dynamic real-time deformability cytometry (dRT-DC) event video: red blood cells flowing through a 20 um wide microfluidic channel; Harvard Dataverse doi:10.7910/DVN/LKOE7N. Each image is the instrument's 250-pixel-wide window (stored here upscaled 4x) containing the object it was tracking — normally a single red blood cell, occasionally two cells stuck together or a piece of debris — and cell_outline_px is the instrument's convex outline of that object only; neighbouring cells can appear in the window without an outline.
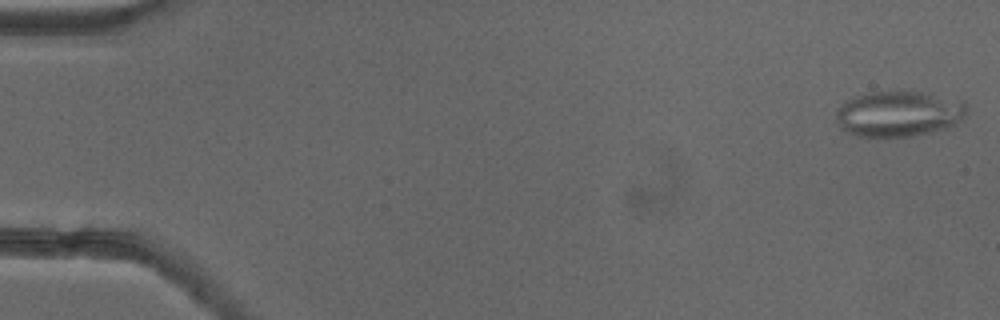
{"species": "common noctule bat (a hibernating species)", "species_latin": "Nyctalus noctula", "temperature_condition": "cold", "stored_images_in_passage": 52, "camera_frame_rate_fps": 3000, "um_per_image_px": 0.085, "animal": {"sex": "female"}, "frame": {"image": 1, "passage_image": 1, "time_ms": 0.0, "image_size_px": [1000, 320], "cell_outline_px": [[968, 116], [956, 124], [944, 128], [912, 136], [856, 136], [840, 128], [836, 120], [836, 108], [844, 100], [868, 92], [892, 88], [912, 88], [964, 100], [968, 108]], "centroid_in_image_um": [76.43, 9.59], "position_along_channel_um": 8.6, "area_um2": 36.41}}
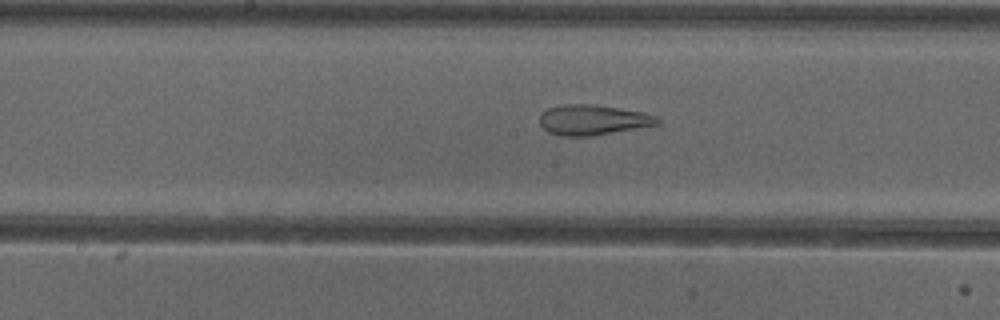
{"frame": {"image": 2, "passage_image": 27, "time_ms": 8.667, "image_size_px": [1000, 320], "cell_outline_px": [[660, 124], [592, 136], [560, 136], [548, 132], [540, 124], [540, 112], [548, 108], [564, 104], [596, 104], [644, 112], [656, 116], [660, 120]], "centroid_in_image_um": [50.39, 10.18], "position_along_channel_um": 197.8, "area_um2": 20.92}}
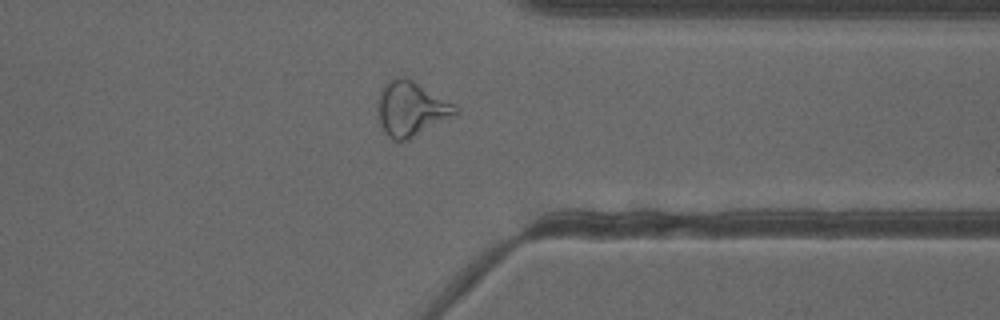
{"frame": {"image": 3, "passage_image": 41, "time_ms": 13.333, "image_size_px": [1000, 320], "cell_outline_px": [[460, 112], [456, 116], [408, 140], [392, 140], [388, 136], [380, 124], [376, 108], [380, 88], [392, 76], [408, 76], [456, 104]], "centroid_in_image_um": [34.96, 9.2], "position_along_channel_um": 376.4, "area_um2": 25.66}, "authors_computed_cell_mechanics": {"area_um2": 26.4724, "velocity_mm_per_s": 3.9195, "shape_relaxation_time_tau1_ms": null, "shape_relaxation_time_tau2_ms": 1.9573, "deformation_change_tau1": null, "deformation_change_tau2": 0.1214}}